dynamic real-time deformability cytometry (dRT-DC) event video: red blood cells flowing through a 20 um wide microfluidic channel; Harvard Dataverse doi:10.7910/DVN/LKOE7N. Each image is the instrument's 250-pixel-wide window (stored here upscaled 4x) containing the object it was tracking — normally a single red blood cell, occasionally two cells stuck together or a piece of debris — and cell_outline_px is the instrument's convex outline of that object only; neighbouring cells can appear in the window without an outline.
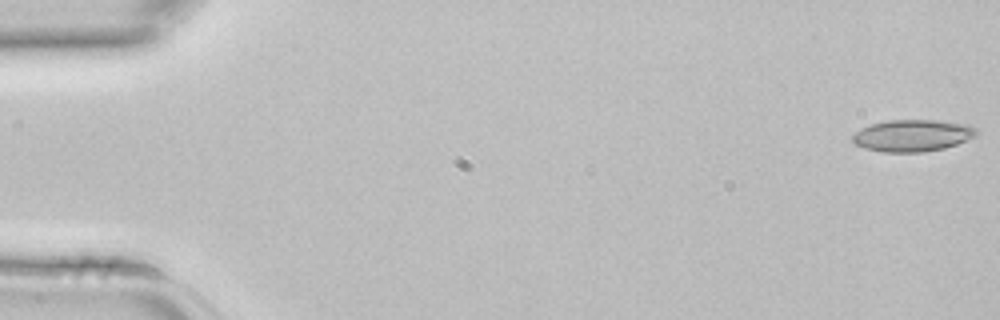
{"species": "common noctule bat (a hibernating species)", "species_latin": "Nyctalus noctula", "temperature_condition": "room temperature", "stored_images_in_passage": 3, "camera_frame_rate_fps": 3000, "um_per_image_px": 0.085, "animal": {"sex": "female", "body_mass_g": 22.7, "forearm_length_mm": 54.2}, "frame": {"image": 1, "passage_image": 1, "time_ms": 0.0, "image_size_px": [1000, 320], "cell_outline_px": [[976, 136], [956, 144], [944, 148], [924, 152], [880, 152], [864, 148], [852, 144], [852, 136], [860, 128], [884, 120], [936, 120], [968, 124], [976, 128]], "centroid_in_image_um": [77.52, 11.52], "position_along_channel_um": 7.5, "area_um2": 23.18}}